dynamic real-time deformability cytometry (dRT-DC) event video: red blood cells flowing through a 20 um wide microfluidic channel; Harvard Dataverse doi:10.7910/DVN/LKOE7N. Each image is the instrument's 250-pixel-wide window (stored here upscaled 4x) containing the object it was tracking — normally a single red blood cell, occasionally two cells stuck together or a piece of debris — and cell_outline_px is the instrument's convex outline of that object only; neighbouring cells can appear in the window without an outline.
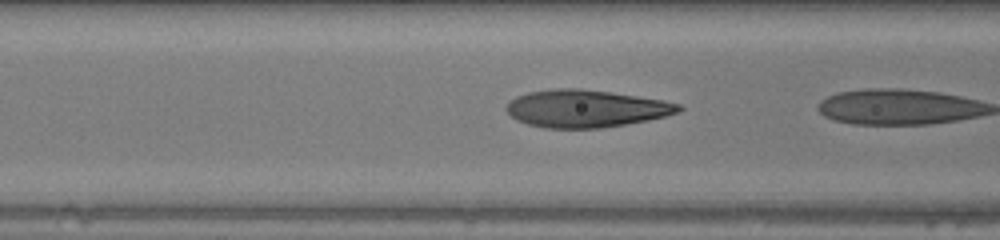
{"species": "human", "species_latin": "Homo sapiens", "temperature_condition": "warm", "stored_images_in_passage": 5, "camera_frame_rate_fps": 3000, "um_per_image_px": 0.085, "donor": {"sex": "female"}, "frame": {"image": 1, "passage_image": 4, "time_ms": 1.0, "image_size_px": [1000, 240], "cell_outline_px": [[684, 108], [680, 112], [648, 120], [600, 128], [544, 128], [528, 124], [516, 120], [504, 108], [508, 100], [516, 96], [528, 92], [552, 88], [580, 88], [612, 92], [664, 100], [680, 104]], "centroid_in_image_um": [49.78, 9.21], "position_along_channel_um": 116.8, "area_um2": 37.86}}